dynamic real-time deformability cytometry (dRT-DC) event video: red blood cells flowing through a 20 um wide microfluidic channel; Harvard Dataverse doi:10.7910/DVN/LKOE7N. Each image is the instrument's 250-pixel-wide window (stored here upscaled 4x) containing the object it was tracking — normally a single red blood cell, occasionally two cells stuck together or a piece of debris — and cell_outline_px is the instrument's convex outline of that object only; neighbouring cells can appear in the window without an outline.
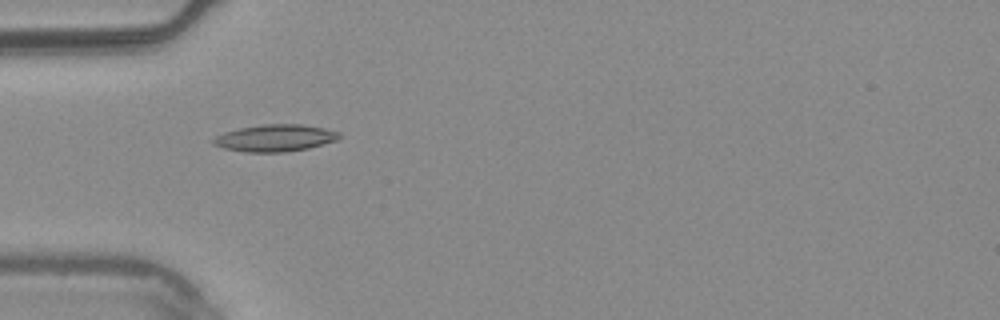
{"species": "common noctule bat (a hibernating species)", "species_latin": "Nyctalus noctula", "temperature_condition": "warm", "stored_images_in_passage": 7, "camera_frame_rate_fps": 3000, "um_per_image_px": 0.085, "animal": {"sex": "male", "body_mass_g": 20.4}, "frame": {"image": 1, "passage_image": 3, "time_ms": 0.667, "image_size_px": [1000, 320], "cell_outline_px": [[340, 136], [336, 140], [308, 148], [284, 152], [244, 152], [224, 148], [212, 144], [208, 140], [224, 132], [240, 128], [264, 124], [300, 124], [324, 128], [340, 132]], "centroid_in_image_um": [23.33, 11.73], "position_along_channel_um": 61.7, "area_um2": 19.77}}
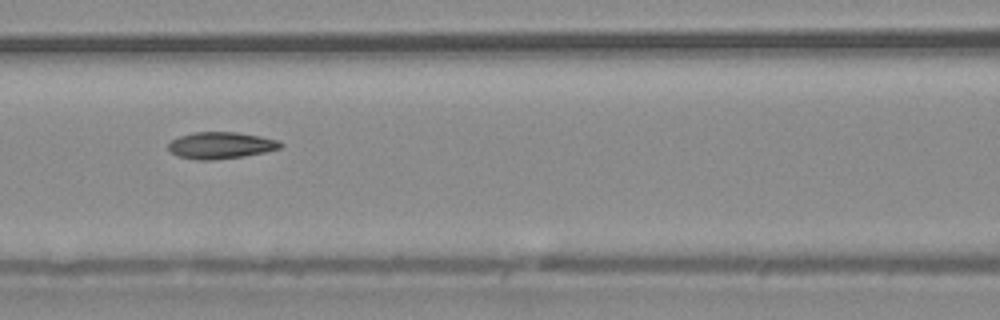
{"frame": {"image": 2, "passage_image": 5, "time_ms": 1.333, "image_size_px": [1000, 320], "cell_outline_px": [[284, 144], [280, 148], [264, 152], [244, 156], [216, 160], [196, 160], [176, 156], [168, 148], [168, 144], [172, 140], [180, 136], [192, 132], [236, 132], [260, 136], [280, 140]], "centroid_in_image_um": [18.77, 12.36], "position_along_channel_um": 147.8, "area_um2": 17.57}}
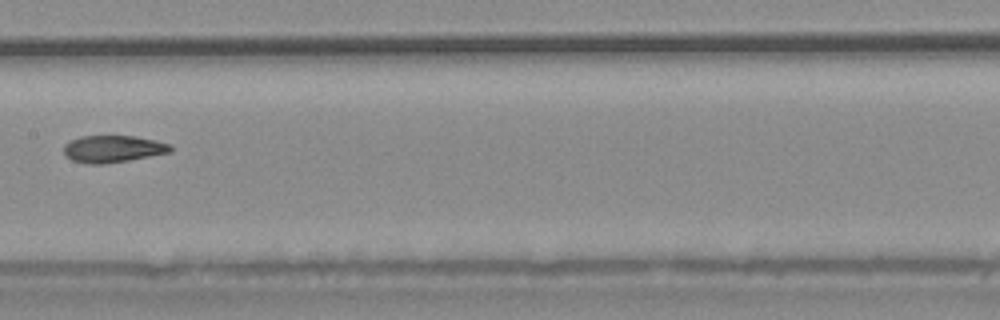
{"frame": {"image": 3, "passage_image": 6, "time_ms": 1.667, "image_size_px": [1000, 320], "cell_outline_px": [[172, 152], [128, 160], [104, 164], [88, 164], [72, 160], [64, 156], [64, 144], [80, 136], [136, 136], [172, 144]], "centroid_in_image_um": [9.6, 12.66], "position_along_channel_um": 197.8, "area_um2": 16.88}}